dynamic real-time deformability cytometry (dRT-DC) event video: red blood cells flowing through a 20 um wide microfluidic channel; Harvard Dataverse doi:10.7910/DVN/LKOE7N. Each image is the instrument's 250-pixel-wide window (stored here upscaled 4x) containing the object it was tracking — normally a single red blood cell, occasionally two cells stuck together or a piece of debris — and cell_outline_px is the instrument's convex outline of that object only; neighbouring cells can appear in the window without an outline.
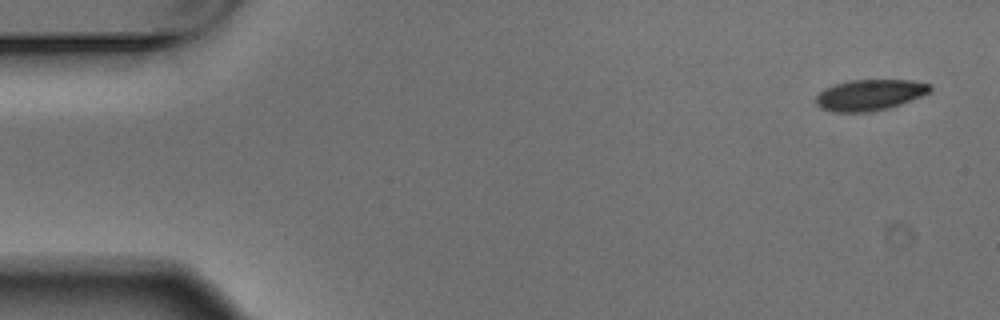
{"species": "Egyptian fruit bat (a non-hibernating species)", "species_latin": "Rousettus aegyptiacus", "temperature_condition": "warm", "stored_images_in_passage": 5, "camera_frame_rate_fps": 3000, "um_per_image_px": 0.085, "animal": {"sex": "male"}, "frame": {"image": 1, "passage_image": 1, "time_ms": 0.0, "image_size_px": [1000, 320], "cell_outline_px": [[932, 88], [928, 92], [920, 96], [900, 104], [888, 108], [872, 112], [832, 112], [820, 108], [816, 104], [816, 96], [824, 88], [832, 84], [848, 80], [912, 80], [928, 84]], "centroid_in_image_um": [73.86, 8.07], "position_along_channel_um": 11.1, "area_um2": 20.63}}
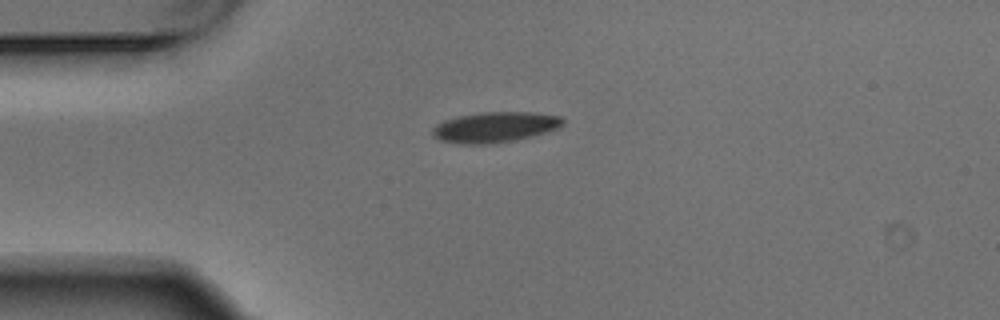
{"frame": {"image": 2, "passage_image": 4, "time_ms": 1.0, "image_size_px": [1000, 320], "cell_outline_px": [[564, 124], [560, 128], [516, 140], [488, 144], [460, 144], [440, 140], [432, 136], [432, 128], [436, 124], [444, 120], [460, 116], [480, 112], [532, 112], [560, 116], [564, 120]], "centroid_in_image_um": [42.06, 10.81], "position_along_channel_um": 42.9, "area_um2": 23.24}}